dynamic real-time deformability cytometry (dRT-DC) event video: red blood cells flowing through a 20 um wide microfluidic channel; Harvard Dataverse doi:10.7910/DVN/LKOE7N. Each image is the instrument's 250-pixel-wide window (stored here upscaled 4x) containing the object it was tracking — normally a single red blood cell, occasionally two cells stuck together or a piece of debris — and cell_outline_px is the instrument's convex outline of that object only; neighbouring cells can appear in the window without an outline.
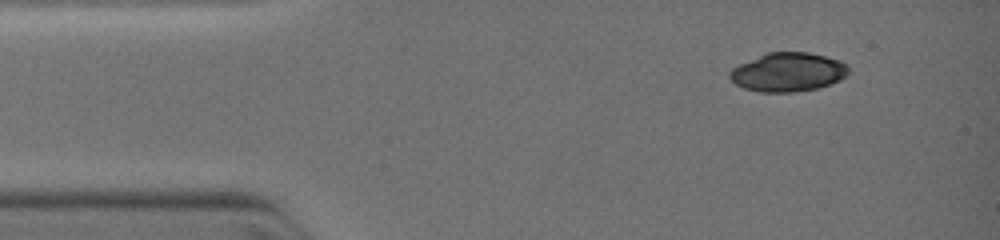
{"species": "common noctule bat (a hibernating species)", "species_latin": "Nyctalus noctula", "temperature_condition": "warm", "stored_images_in_passage": 33, "camera_frame_rate_fps": 3000, "um_per_image_px": 0.085, "animal": {"sex": "female", "body_mass_g": 19.0, "forearm_length_mm": 51.5}, "frame": {"image": 1, "passage_image": 1, "time_ms": 0.0, "image_size_px": [1000, 240], "cell_outline_px": [[848, 72], [840, 80], [816, 88], [792, 92], [760, 92], [744, 88], [736, 84], [728, 76], [728, 72], [732, 68], [740, 64], [768, 52], [808, 52], [840, 60], [848, 68]], "centroid_in_image_um": [66.95, 6.13], "position_along_channel_um": 18.1, "area_um2": 26.59}}
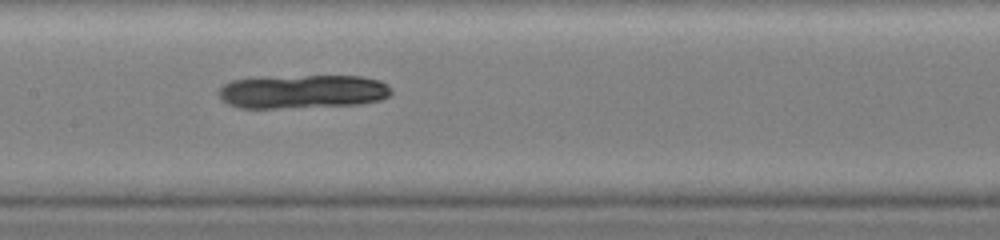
{"frame": {"image": 2, "passage_image": 13, "time_ms": 4.667, "image_size_px": [1000, 240], "cell_outline_px": [[392, 92], [388, 96], [380, 100], [356, 104], [276, 108], [240, 108], [228, 104], [220, 96], [220, 88], [224, 84], [232, 80], [256, 76], [364, 76], [380, 80]], "centroid_in_image_um": [25.68, 7.76], "position_along_channel_um": 181.7, "area_um2": 33.87}}
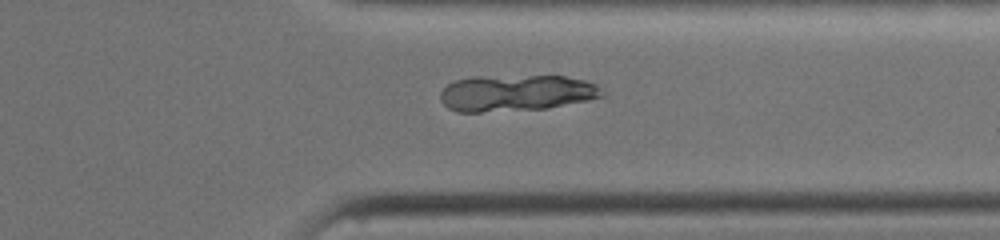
{"frame": {"image": 3, "passage_image": 24, "time_ms": 8.333, "image_size_px": [1000, 240], "cell_outline_px": [[604, 96], [588, 100], [548, 108], [480, 112], [456, 112], [448, 108], [440, 100], [440, 92], [448, 84], [456, 80], [472, 76], [564, 76], [584, 80], [596, 84], [604, 92]], "centroid_in_image_um": [43.86, 7.9], "position_along_channel_um": 367.5, "area_um2": 34.39}}